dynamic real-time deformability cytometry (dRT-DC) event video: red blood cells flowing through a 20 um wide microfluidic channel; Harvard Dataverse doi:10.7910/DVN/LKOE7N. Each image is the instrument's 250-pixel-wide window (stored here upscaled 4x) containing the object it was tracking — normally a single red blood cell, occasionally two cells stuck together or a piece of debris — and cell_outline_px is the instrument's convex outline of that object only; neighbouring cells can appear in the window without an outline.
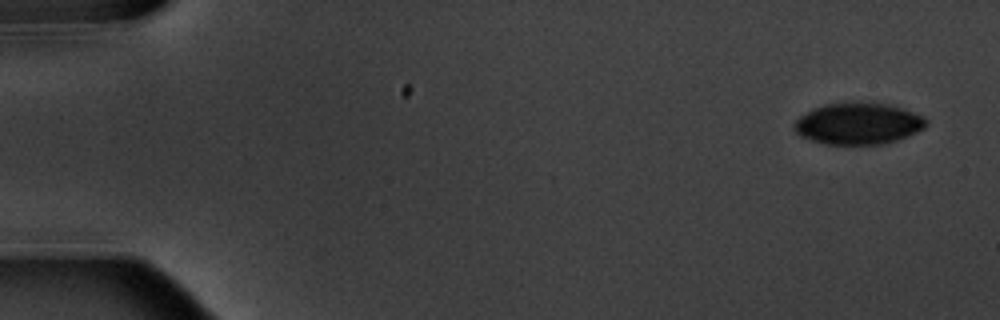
{"species": "common noctule bat (a hibernating species)", "species_latin": "Nyctalus noctula", "temperature_condition": "warm", "stored_images_in_passage": 5, "camera_frame_rate_fps": 3000, "um_per_image_px": 0.085, "animal": {"sex": "male", "body_mass_g": 20.1, "forearm_length_mm": 53.5}, "frame": {"image": 1, "passage_image": 1, "time_ms": 0.0, "image_size_px": [1000, 320], "cell_outline_px": [[928, 124], [924, 128], [908, 136], [884, 144], [824, 144], [800, 136], [792, 128], [796, 120], [800, 116], [812, 108], [824, 104], [860, 100], [888, 104], [904, 108], [924, 116], [928, 120]], "centroid_in_image_um": [72.96, 10.47], "position_along_channel_um": 12.0, "area_um2": 32.6}}